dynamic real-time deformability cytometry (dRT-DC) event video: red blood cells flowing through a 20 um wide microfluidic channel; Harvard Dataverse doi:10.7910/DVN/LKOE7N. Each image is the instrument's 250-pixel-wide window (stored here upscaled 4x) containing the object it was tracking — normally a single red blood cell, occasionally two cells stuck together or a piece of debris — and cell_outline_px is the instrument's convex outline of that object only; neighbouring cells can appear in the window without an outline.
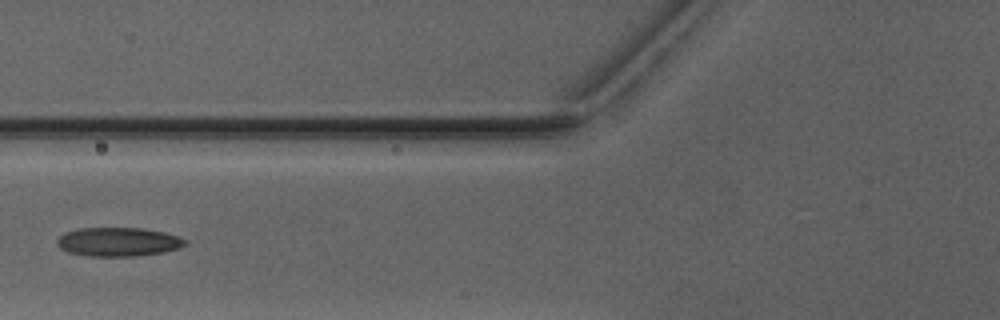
{"species": "Egyptian fruit bat (a non-hibernating species)", "species_latin": "Rousettus aegyptiacus", "temperature_condition": "warm", "stored_images_in_passage": 6, "camera_frame_rate_fps": 3000, "um_per_image_px": 0.085, "animal": {"sex": "male"}, "frame": {"image": 1, "passage_image": 5, "time_ms": 5.0, "image_size_px": [1000, 320], "cell_outline_px": [[188, 244], [180, 248], [164, 252], [136, 256], [88, 256], [68, 252], [60, 248], [56, 244], [56, 240], [64, 232], [76, 228], [144, 228], [164, 232], [188, 240]], "centroid_in_image_um": [10.05, 20.55], "position_along_channel_um": 115.7, "area_um2": 21.79}}
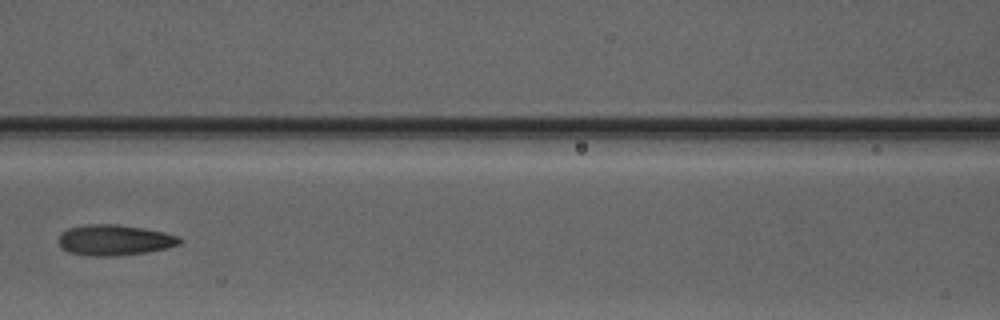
{"frame": {"image": 2, "passage_image": 6, "time_ms": 6.0, "image_size_px": [1000, 320], "cell_outline_px": [[184, 240], [180, 244], [168, 248], [144, 252], [116, 256], [92, 256], [68, 252], [60, 244], [60, 232], [68, 228], [88, 224], [116, 224], [144, 228], [164, 232], [176, 236]], "centroid_in_image_um": [9.75, 20.4], "position_along_channel_um": 156.9, "area_um2": 21.56}}